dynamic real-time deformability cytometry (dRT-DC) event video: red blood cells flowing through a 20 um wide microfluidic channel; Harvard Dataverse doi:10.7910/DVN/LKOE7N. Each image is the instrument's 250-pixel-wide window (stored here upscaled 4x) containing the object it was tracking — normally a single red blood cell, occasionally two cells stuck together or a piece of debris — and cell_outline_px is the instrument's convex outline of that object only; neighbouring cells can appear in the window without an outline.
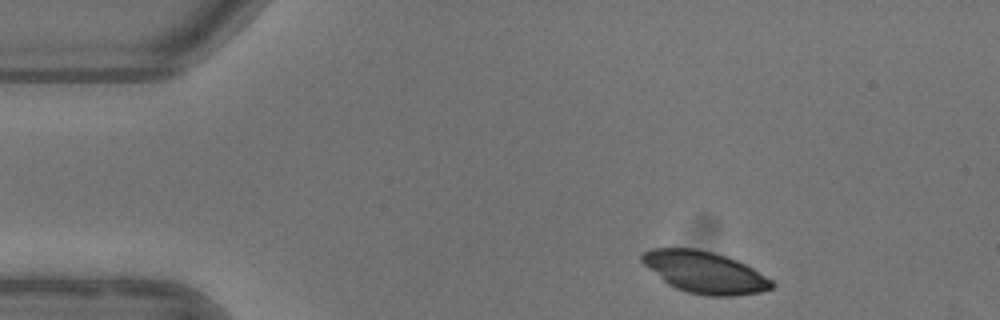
{"species": "common noctule bat (a hibernating species)", "species_latin": "Nyctalus noctula", "temperature_condition": "warm", "stored_images_in_passage": 3, "camera_frame_rate_fps": 3000, "um_per_image_px": 0.085, "animal": {"sex": "female"}, "frame": {"image": 1, "passage_image": 1, "time_ms": 0.0, "image_size_px": [1000, 320], "cell_outline_px": [[776, 284], [772, 288], [760, 292], [736, 296], [708, 296], [688, 292], [676, 288], [668, 284], [644, 264], [640, 260], [640, 256], [644, 252], [652, 248], [696, 248], [712, 252], [736, 260], [752, 268], [772, 280]], "centroid_in_image_um": [59.91, 23.15], "position_along_channel_um": 25.1, "area_um2": 31.33}}